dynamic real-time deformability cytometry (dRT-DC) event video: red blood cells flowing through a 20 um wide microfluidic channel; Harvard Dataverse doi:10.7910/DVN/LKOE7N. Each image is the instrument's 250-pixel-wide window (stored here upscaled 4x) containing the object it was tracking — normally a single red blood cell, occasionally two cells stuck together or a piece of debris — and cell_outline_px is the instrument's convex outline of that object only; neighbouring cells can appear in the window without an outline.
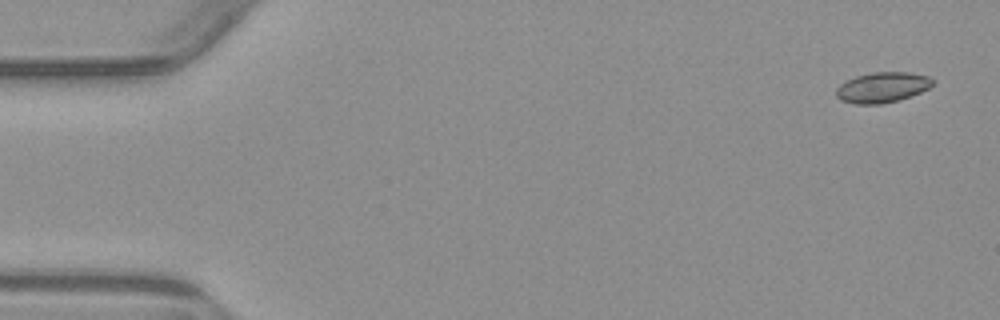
{"species": "common noctule bat (a hibernating species)", "species_latin": "Nyctalus noctula", "temperature_condition": "warm", "stored_images_in_passage": 5, "camera_frame_rate_fps": 3000, "um_per_image_px": 0.085, "animal": {"sex": "male", "body_mass_g": 23.1, "forearm_length_mm": 52.7}, "frame": {"image": 1, "passage_image": 1, "time_ms": 0.0, "image_size_px": [1000, 320], "cell_outline_px": [[936, 80], [928, 88], [912, 96], [900, 100], [880, 104], [856, 104], [840, 100], [836, 96], [836, 88], [840, 84], [856, 76], [872, 72], [908, 72], [928, 76]], "centroid_in_image_um": [75.0, 7.43], "position_along_channel_um": 10.0, "area_um2": 17.17}}
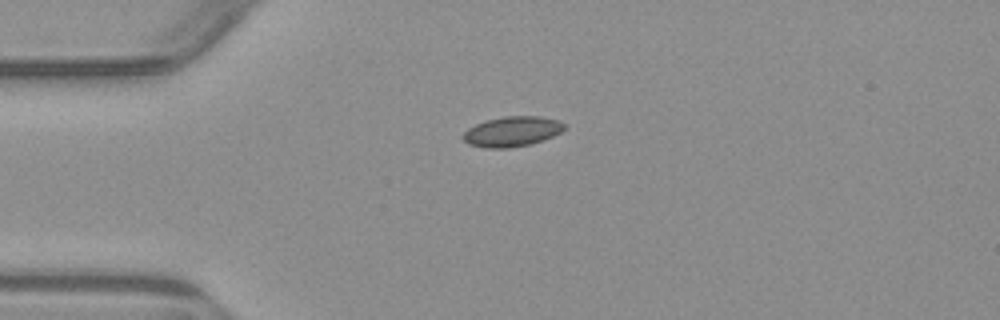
{"frame": {"image": 2, "passage_image": 4, "time_ms": 3.667, "image_size_px": [1000, 320], "cell_outline_px": [[564, 128], [560, 132], [544, 140], [528, 144], [508, 148], [484, 148], [468, 144], [460, 136], [468, 128], [484, 120], [504, 116], [540, 116], [560, 120], [564, 124]], "centroid_in_image_um": [43.49, 11.17], "position_along_channel_um": 41.5, "area_um2": 17.86}}